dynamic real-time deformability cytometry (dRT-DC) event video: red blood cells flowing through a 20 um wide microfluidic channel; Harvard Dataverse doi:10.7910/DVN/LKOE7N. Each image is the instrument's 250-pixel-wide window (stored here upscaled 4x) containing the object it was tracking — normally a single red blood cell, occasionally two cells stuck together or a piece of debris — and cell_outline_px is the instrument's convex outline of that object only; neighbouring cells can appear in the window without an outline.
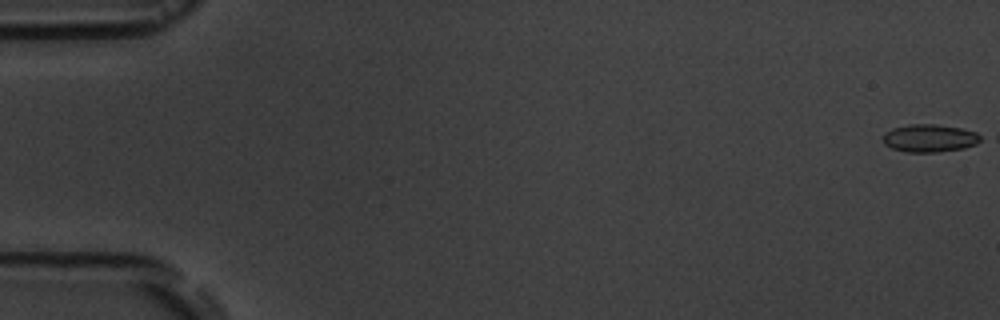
{"species": "common noctule bat (a hibernating species)", "species_latin": "Nyctalus noctula", "temperature_condition": "room temperature", "stored_images_in_passage": 8, "camera_frame_rate_fps": 3000, "um_per_image_px": 0.085, "animal": {"sex": "male", "body_mass_g": 19.5, "forearm_length_mm": 54.6}, "frame": {"image": 1, "passage_image": 1, "time_ms": 0.0, "image_size_px": [1000, 320], "cell_outline_px": [[984, 140], [976, 144], [964, 148], [936, 152], [904, 152], [892, 148], [884, 144], [884, 136], [892, 128], [908, 124], [936, 124], [960, 128], [976, 132], [984, 136]], "centroid_in_image_um": [79.08, 11.74], "position_along_channel_um": 5.9, "area_um2": 15.9}}
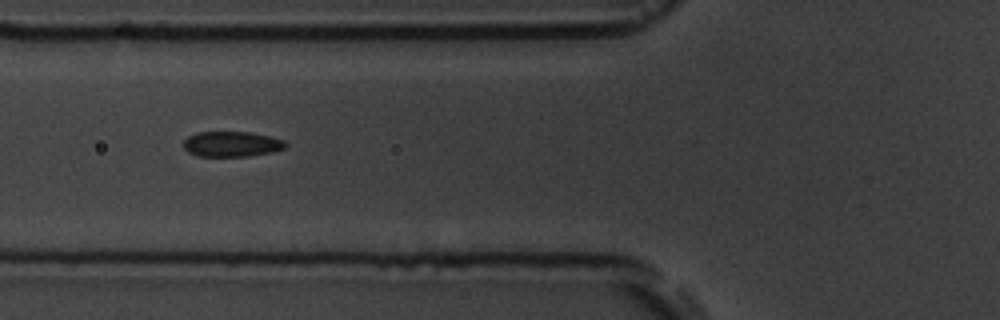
{"frame": {"image": 2, "passage_image": 7, "time_ms": 7.0, "image_size_px": [1000, 320], "cell_outline_px": [[288, 144], [284, 148], [272, 152], [248, 156], [196, 156], [188, 152], [184, 148], [184, 140], [188, 136], [196, 132], [252, 132], [272, 136], [284, 140]], "centroid_in_image_um": [19.7, 12.24], "position_along_channel_um": 106.1, "area_um2": 15.2}}
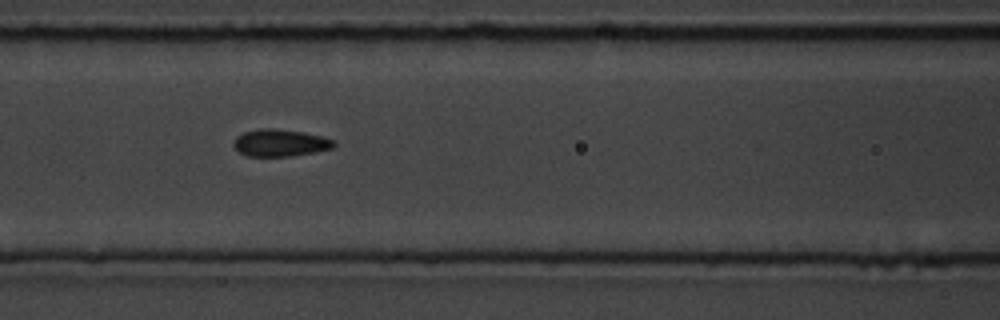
{"frame": {"image": 3, "passage_image": 8, "time_ms": 8.0, "image_size_px": [1000, 320], "cell_outline_px": [[336, 144], [332, 148], [312, 152], [288, 156], [248, 156], [240, 152], [232, 144], [236, 136], [244, 132], [260, 128], [268, 128], [304, 132], [324, 136], [332, 140]], "centroid_in_image_um": [23.79, 12.13], "position_along_channel_um": 142.8, "area_um2": 15.66}}